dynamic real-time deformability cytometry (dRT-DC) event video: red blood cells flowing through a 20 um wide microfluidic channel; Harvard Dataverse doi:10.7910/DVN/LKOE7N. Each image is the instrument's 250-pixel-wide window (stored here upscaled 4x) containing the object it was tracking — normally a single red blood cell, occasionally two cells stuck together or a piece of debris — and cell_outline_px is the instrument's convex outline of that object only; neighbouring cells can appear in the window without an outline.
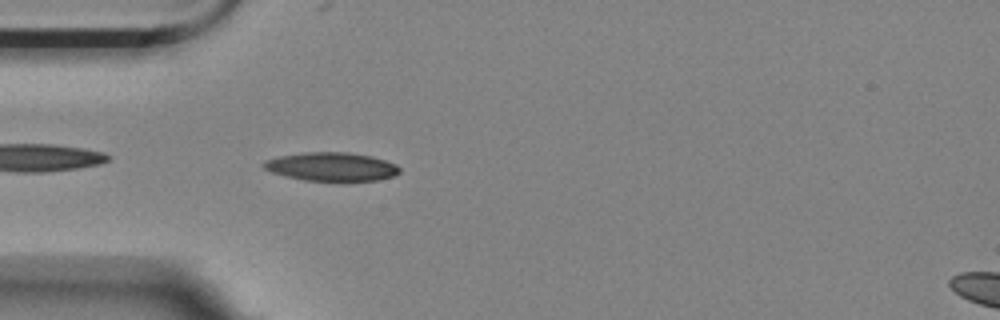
{"species": "Egyptian fruit bat (a non-hibernating species)", "species_latin": "Rousettus aegyptiacus", "temperature_condition": "room temperature", "stored_images_in_passage": 38, "camera_frame_rate_fps": 3000, "um_per_image_px": 0.085, "animal": {"sex": "female"}, "frame": {"image": 1, "passage_image": 2, "time_ms": 0.333, "image_size_px": [1000, 320], "cell_outline_px": [[400, 172], [392, 176], [376, 180], [344, 184], [304, 180], [272, 172], [264, 168], [260, 164], [264, 160], [280, 156], [304, 152], [348, 152], [372, 156], [396, 164], [400, 168]], "centroid_in_image_um": [28.2, 14.2], "position_along_channel_um": 56.8, "area_um2": 23.41}}
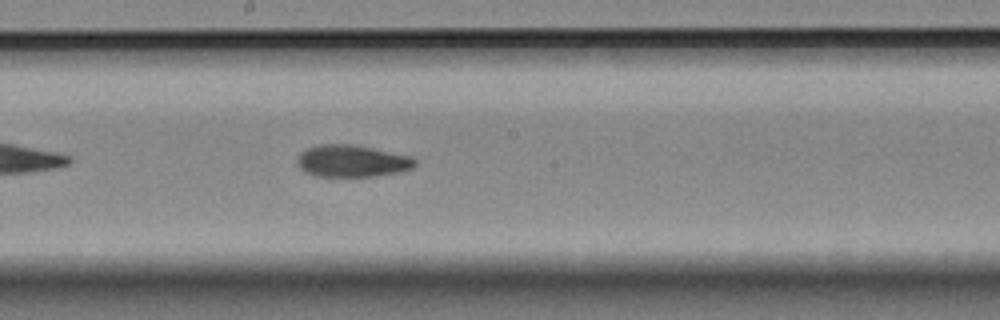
{"frame": {"image": 2, "passage_image": 16, "time_ms": 5.0, "image_size_px": [1000, 320], "cell_outline_px": [[416, 164], [412, 168], [400, 172], [376, 176], [316, 176], [304, 172], [296, 164], [296, 160], [300, 152], [308, 148], [320, 144], [352, 144], [412, 156], [416, 160]], "centroid_in_image_um": [29.9, 13.69], "position_along_channel_um": 218.3, "area_um2": 22.08}}
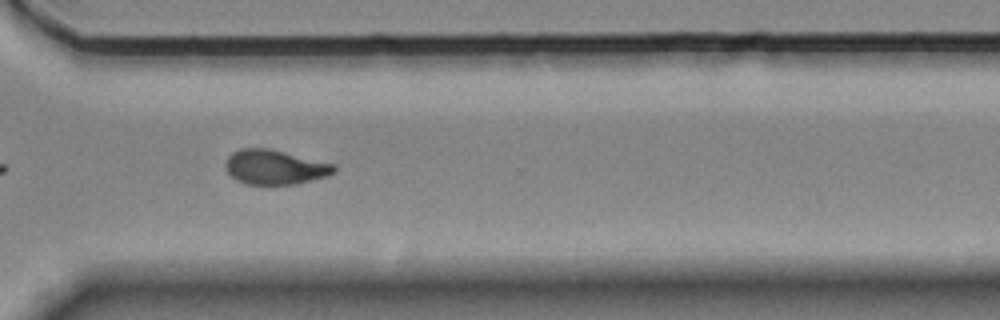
{"frame": {"image": 3, "passage_image": 27, "time_ms": 8.667, "image_size_px": [1000, 320], "cell_outline_px": [[336, 172], [328, 176], [296, 184], [244, 184], [236, 180], [224, 168], [224, 164], [228, 156], [232, 152], [240, 148], [268, 148], [332, 164], [336, 168]], "centroid_in_image_um": [23.31, 14.21], "position_along_channel_um": 347.3, "area_um2": 21.79}, "authors_computed_cell_mechanics": {"area_um2": 22.4264, "velocity_mm_per_s": 3.5214, "shape_relaxation_time_tau1_ms": 5.0921, "shape_relaxation_time_tau2_ms": 5.387, "deformation_change_tau1": 0.1618, "deformation_change_tau2": 0.1144}}